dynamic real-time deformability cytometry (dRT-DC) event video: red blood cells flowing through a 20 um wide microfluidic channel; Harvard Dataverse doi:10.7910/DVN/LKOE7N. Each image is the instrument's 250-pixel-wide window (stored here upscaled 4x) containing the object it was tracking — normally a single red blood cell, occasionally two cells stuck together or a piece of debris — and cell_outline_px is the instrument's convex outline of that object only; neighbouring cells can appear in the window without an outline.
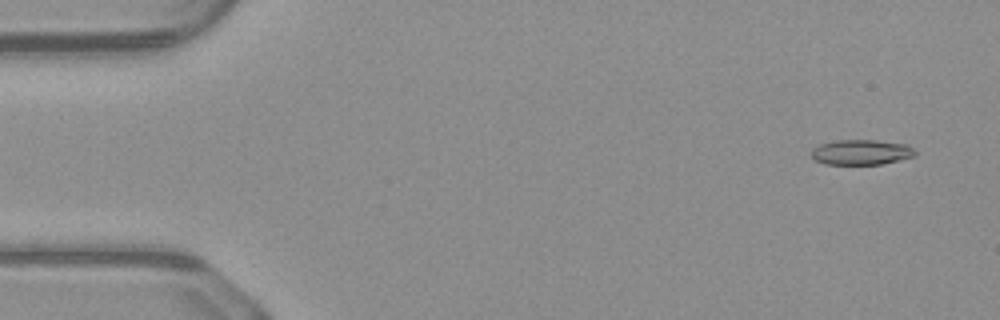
{"species": "common noctule bat (a hibernating species)", "species_latin": "Nyctalus noctula", "temperature_condition": "warm", "stored_images_in_passage": 13, "camera_frame_rate_fps": 3000, "um_per_image_px": 0.085, "animal": {"sex": "male", "body_mass_g": 23.1, "forearm_length_mm": 52.7}, "frame": {"image": 1, "passage_image": 3, "time_ms": 0.667, "image_size_px": [1000, 320], "cell_outline_px": [[916, 156], [900, 160], [880, 164], [824, 164], [816, 160], [812, 156], [812, 148], [820, 144], [836, 140], [876, 140], [908, 144], [916, 152]], "centroid_in_image_um": [73.23, 12.93], "position_along_channel_um": 11.8, "area_um2": 15.26}}